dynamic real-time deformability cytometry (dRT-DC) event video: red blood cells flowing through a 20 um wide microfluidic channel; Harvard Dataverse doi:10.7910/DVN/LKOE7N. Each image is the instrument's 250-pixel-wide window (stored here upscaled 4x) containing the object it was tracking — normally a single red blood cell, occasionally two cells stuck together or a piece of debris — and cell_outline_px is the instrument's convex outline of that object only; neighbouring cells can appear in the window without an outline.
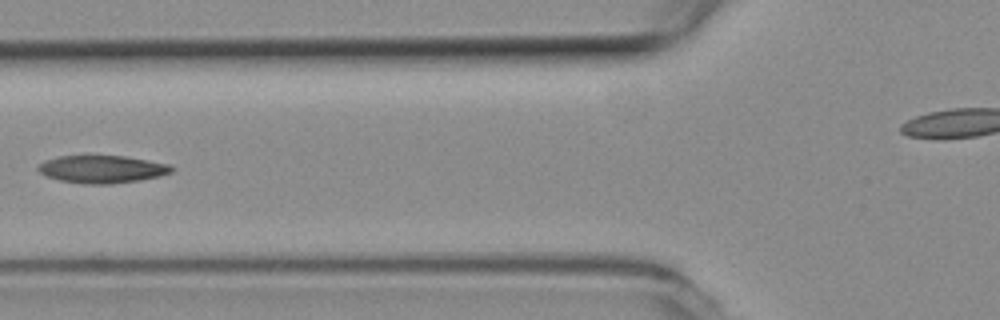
{"species": "common noctule bat (a hibernating species)", "species_latin": "Nyctalus noctula", "temperature_condition": "room temperature", "stored_images_in_passage": 4, "camera_frame_rate_fps": 3000, "um_per_image_px": 0.085, "animal": {"sex": "female", "body_mass_g": 19.3, "forearm_length_mm": 54.1}, "frame": {"image": 1, "passage_image": 3, "time_ms": 0.667, "image_size_px": [1000, 320], "cell_outline_px": [[176, 168], [172, 172], [160, 176], [140, 180], [112, 184], [84, 184], [60, 180], [44, 176], [36, 168], [36, 164], [44, 160], [60, 156], [124, 156], [168, 164]], "centroid_in_image_um": [8.64, 14.39], "position_along_channel_um": 117.2, "area_um2": 21.62}}
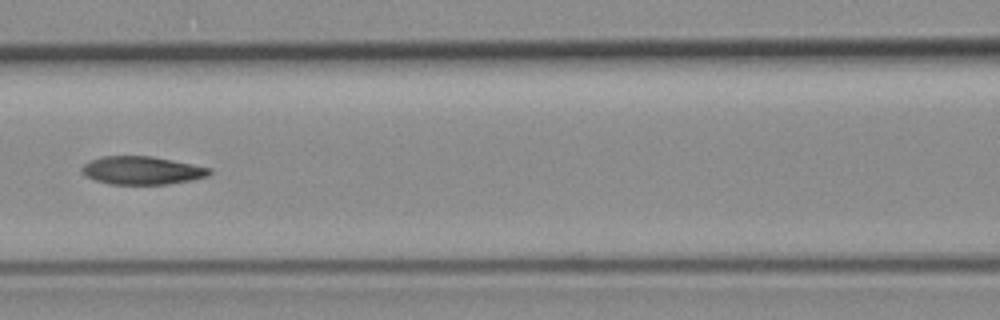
{"frame": {"image": 2, "passage_image": 4, "time_ms": 1.0, "image_size_px": [1000, 320], "cell_outline_px": [[212, 172], [208, 176], [192, 180], [168, 184], [108, 184], [84, 176], [80, 168], [84, 164], [92, 160], [104, 156], [148, 156], [172, 160], [212, 168]], "centroid_in_image_um": [12.07, 14.49], "position_along_channel_um": 154.5, "area_um2": 20.87}}